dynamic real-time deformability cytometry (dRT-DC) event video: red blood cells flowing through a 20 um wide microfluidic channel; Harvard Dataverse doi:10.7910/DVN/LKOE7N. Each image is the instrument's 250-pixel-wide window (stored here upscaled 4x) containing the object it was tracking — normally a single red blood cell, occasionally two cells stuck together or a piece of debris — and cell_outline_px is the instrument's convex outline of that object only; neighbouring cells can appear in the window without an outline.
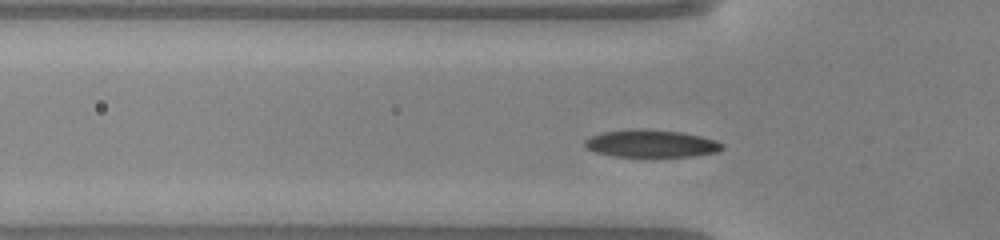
{"species": "common noctule bat (a hibernating species)", "species_latin": "Nyctalus noctula", "temperature_condition": "warm", "stored_images_in_passage": 35, "camera_frame_rate_fps": 3000, "um_per_image_px": 0.085, "animal": {"sex": "male", "body_mass_g": 20.0, "forearm_length_mm": 53.3}, "frame": {"image": 1, "passage_image": 6, "time_ms": 1.667, "image_size_px": [1000, 240], "cell_outline_px": [[724, 148], [716, 152], [692, 156], [612, 156], [596, 152], [588, 148], [584, 144], [584, 140], [600, 132], [632, 128], [648, 128], [680, 132], [700, 136], [716, 140], [724, 144]], "centroid_in_image_um": [55.34, 12.18], "position_along_channel_um": 70.5, "area_um2": 22.08}}
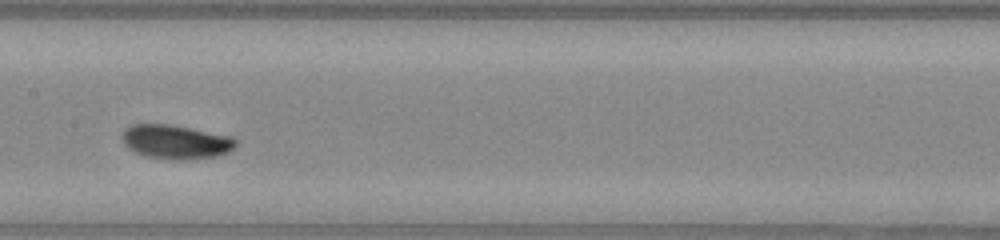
{"frame": {"image": 2, "passage_image": 15, "time_ms": 4.667, "image_size_px": [1000, 240], "cell_outline_px": [[236, 144], [228, 152], [216, 156], [180, 160], [176, 160], [148, 156], [136, 152], [128, 148], [124, 144], [120, 136], [124, 128], [132, 124], [168, 124], [232, 136], [236, 140]], "centroid_in_image_um": [14.9, 12.04], "position_along_channel_um": 192.5, "area_um2": 22.43}}
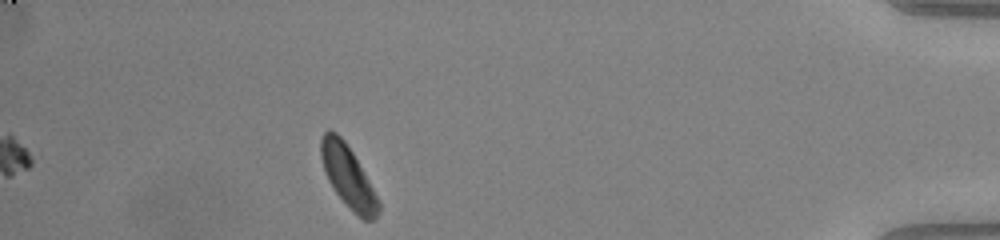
{"frame": {"image": 3, "passage_image": 35, "time_ms": 11.333, "image_size_px": [1000, 240], "cell_outline_px": [[380, 212], [376, 220], [364, 220], [336, 192], [328, 180], [324, 172], [320, 156], [320, 140], [324, 132], [328, 128], [336, 132], [344, 140], [352, 152], [380, 200]], "centroid_in_image_um": [29.58, 14.97], "position_along_channel_um": 405.6, "area_um2": 20.46}}